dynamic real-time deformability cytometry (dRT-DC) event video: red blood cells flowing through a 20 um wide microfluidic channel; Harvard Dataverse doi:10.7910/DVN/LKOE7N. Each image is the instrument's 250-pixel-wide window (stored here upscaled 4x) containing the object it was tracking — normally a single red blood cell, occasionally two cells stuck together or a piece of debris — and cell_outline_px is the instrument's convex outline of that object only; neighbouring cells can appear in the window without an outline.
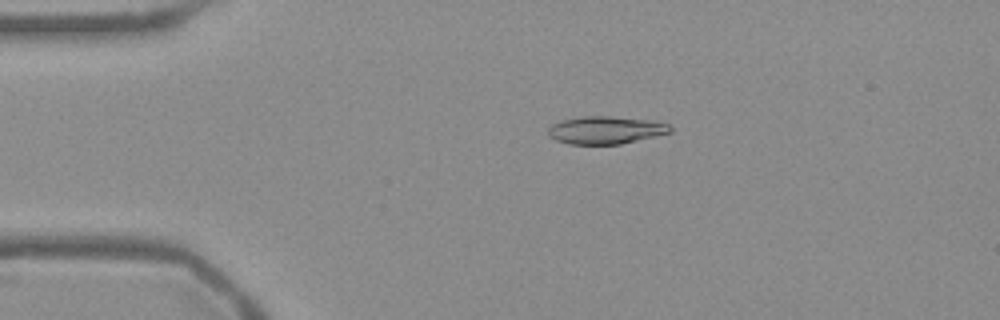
{"species": "Egyptian fruit bat (a non-hibernating species)", "species_latin": "Rousettus aegyptiacus", "temperature_condition": "warm", "stored_images_in_passage": 53, "camera_frame_rate_fps": 3000, "um_per_image_px": 0.085, "frame": {"image": 1, "passage_image": 11, "time_ms": 3.333, "image_size_px": [1000, 320], "cell_outline_px": [[672, 132], [656, 136], [620, 144], [568, 144], [556, 140], [548, 136], [548, 128], [552, 124], [560, 120], [580, 116], [608, 116], [652, 120], [668, 124], [672, 128]], "centroid_in_image_um": [51.46, 11.05], "position_along_channel_um": 33.5, "area_um2": 19.83}}
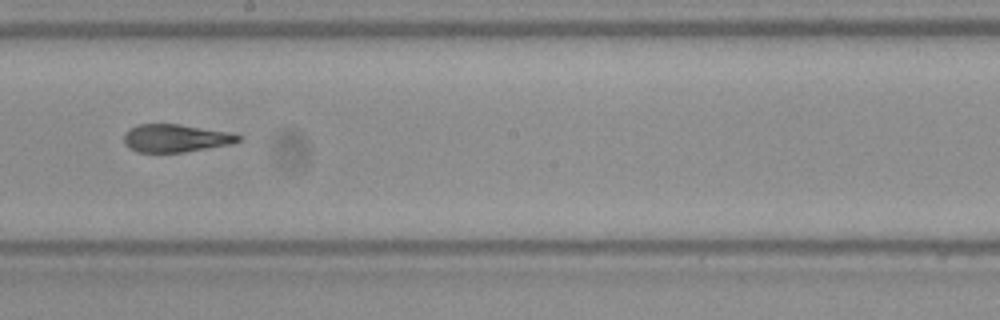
{"frame": {"image": 2, "passage_image": 30, "time_ms": 9.667, "image_size_px": [1000, 320], "cell_outline_px": [[244, 136], [240, 140], [232, 144], [184, 152], [136, 152], [128, 148], [124, 144], [124, 132], [128, 128], [140, 124], [180, 124], [232, 132]], "centroid_in_image_um": [14.94, 11.74], "position_along_channel_um": 233.3, "area_um2": 18.9}}
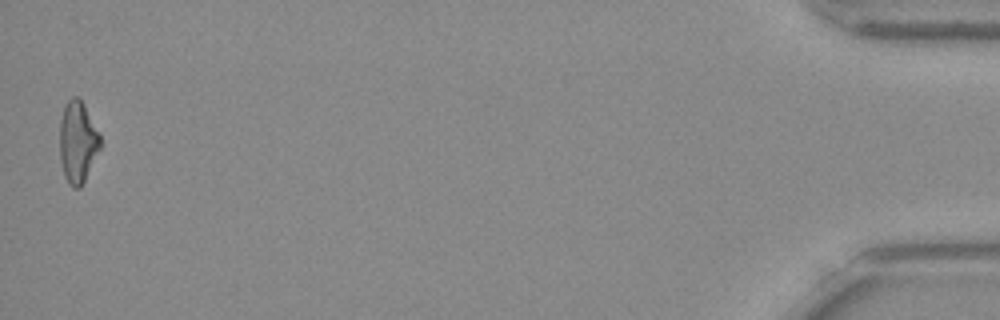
{"frame": {"image": 3, "passage_image": 53, "time_ms": 17.333, "image_size_px": [1000, 320], "cell_outline_px": [[104, 144], [80, 188], [72, 188], [68, 184], [64, 176], [60, 160], [60, 120], [64, 104], [72, 96], [80, 96], [100, 132]], "centroid_in_image_um": [6.64, 12.04], "position_along_channel_um": 428.6, "area_um2": 20.06}, "authors_computed_cell_mechanics": {"area_um2": 19.7098, "velocity_mm_per_s": 3.7977, "shape_relaxation_time_tau1_ms": null, "shape_relaxation_time_tau2_ms": 1.8045, "deformation_change_tau1": null, "deformation_change_tau2": 0.0938}}